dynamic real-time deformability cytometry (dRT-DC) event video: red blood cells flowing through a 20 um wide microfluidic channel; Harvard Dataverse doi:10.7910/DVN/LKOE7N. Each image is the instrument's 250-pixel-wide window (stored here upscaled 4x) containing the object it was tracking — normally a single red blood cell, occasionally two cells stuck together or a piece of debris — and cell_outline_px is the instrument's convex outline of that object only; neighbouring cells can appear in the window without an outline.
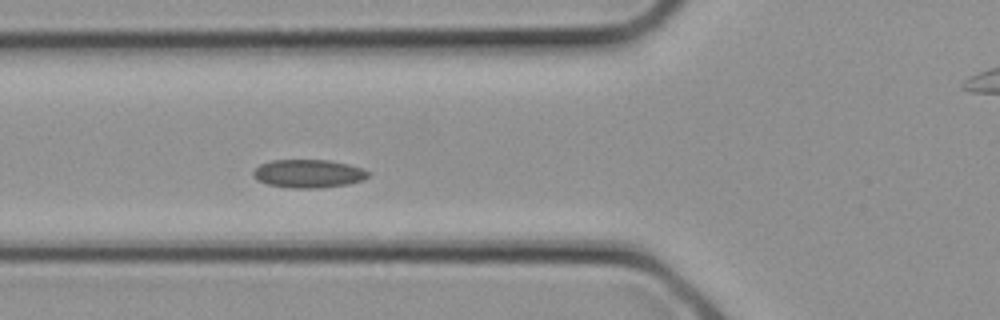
{"species": "common noctule bat (a hibernating species)", "species_latin": "Nyctalus noctula", "temperature_condition": "cold", "stored_images_in_passage": 2, "camera_frame_rate_fps": 3000, "um_per_image_px": 0.085, "animal": {"sex": "female", "body_mass_g": 21.9}, "frame": {"image": 1, "passage_image": 2, "time_ms": 0.333, "image_size_px": [1000, 320], "cell_outline_px": [[368, 176], [364, 180], [348, 184], [320, 188], [292, 188], [268, 184], [256, 180], [252, 176], [252, 172], [260, 164], [272, 160], [328, 160], [348, 164], [364, 168], [368, 172]], "centroid_in_image_um": [26.21, 14.76], "position_along_channel_um": 99.6, "area_um2": 19.02}}